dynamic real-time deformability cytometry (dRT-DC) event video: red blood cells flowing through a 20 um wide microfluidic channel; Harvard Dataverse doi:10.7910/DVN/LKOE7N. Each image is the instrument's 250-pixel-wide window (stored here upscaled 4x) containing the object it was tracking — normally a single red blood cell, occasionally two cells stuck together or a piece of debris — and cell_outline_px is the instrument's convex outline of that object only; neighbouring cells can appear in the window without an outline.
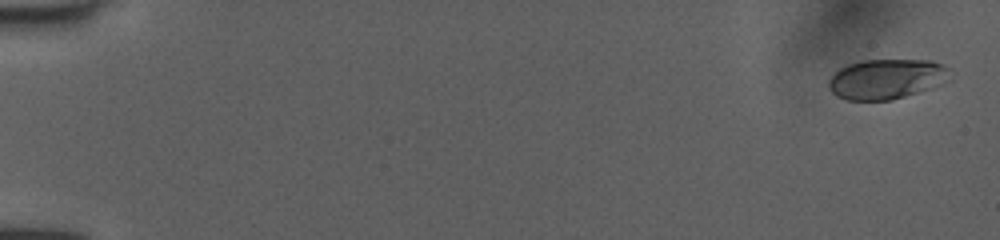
{"species": "human", "species_latin": "Homo sapiens", "temperature_condition": "room temperature", "stored_images_in_passage": 53, "camera_frame_rate_fps": 3000, "um_per_image_px": 0.085, "donor": {"sex": "female"}, "frame": {"image": 1, "passage_image": 2, "time_ms": 0.333, "image_size_px": [1000, 240], "cell_outline_px": [[952, 80], [932, 88], [892, 100], [848, 100], [836, 96], [828, 88], [828, 80], [840, 68], [848, 64], [864, 60], [932, 60], [944, 64], [952, 68]], "centroid_in_image_um": [75.44, 6.71], "position_along_channel_um": 9.6, "area_um2": 28.84}}
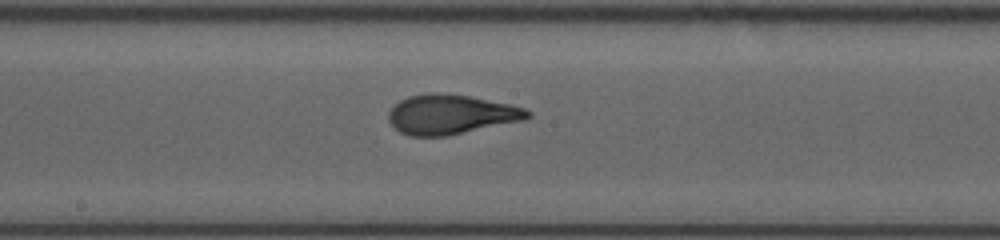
{"frame": {"image": 2, "passage_image": 30, "time_ms": 9.667, "image_size_px": [1000, 240], "cell_outline_px": [[532, 116], [524, 120], [444, 136], [408, 136], [400, 132], [388, 120], [388, 112], [400, 100], [408, 96], [428, 92], [432, 92], [468, 96], [508, 104], [524, 108], [532, 112]], "centroid_in_image_um": [38.31, 9.72], "position_along_channel_um": 209.9, "area_um2": 31.79}}
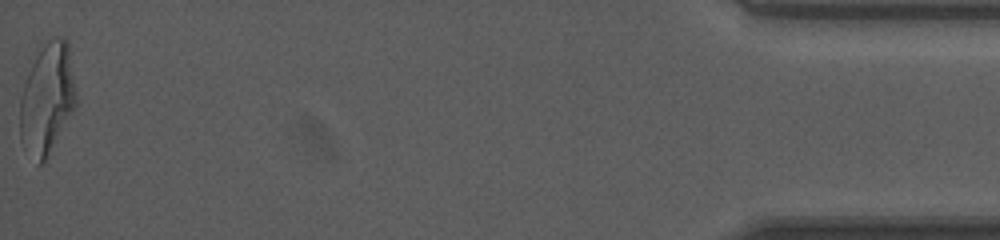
{"frame": {"image": 3, "passage_image": 53, "time_ms": 17.333, "image_size_px": [1000, 240], "cell_outline_px": [[76, 104], [44, 160], [40, 164], [36, 164], [20, 140], [20, 96], [28, 72], [40, 44], [52, 36], [64, 36], [68, 40], [76, 92]], "centroid_in_image_um": [3.99, 8.28], "position_along_channel_um": 431.2, "area_um2": 36.13}, "authors_computed_cell_mechanics": {"area_um2": 31.2698, "velocity_mm_per_s": 4.0162, "shape_relaxation_time_tau1_ms": 6.2945, "shape_relaxation_time_tau2_ms": null, "deformation_change_tau1": 0.2131, "deformation_change_tau2": null}}